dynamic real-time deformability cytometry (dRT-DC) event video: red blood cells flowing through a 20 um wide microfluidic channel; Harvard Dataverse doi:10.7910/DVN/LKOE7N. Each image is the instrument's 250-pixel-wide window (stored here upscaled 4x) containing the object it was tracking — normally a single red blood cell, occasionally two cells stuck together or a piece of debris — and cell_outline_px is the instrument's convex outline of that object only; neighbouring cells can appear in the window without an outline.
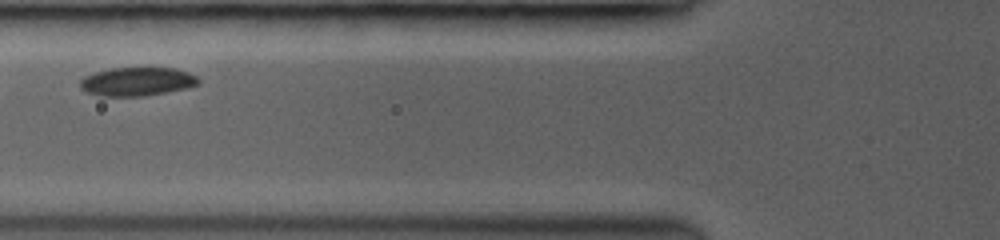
{"species": "common noctule bat (a hibernating species)", "species_latin": "Nyctalus noctula", "temperature_condition": "room temperature", "stored_images_in_passage": 5, "camera_frame_rate_fps": 3000, "um_per_image_px": 0.085, "animal": {"sex": "female", "body_mass_g": 19.0, "forearm_length_mm": 53.3}, "frame": {"image": 1, "passage_image": 3, "time_ms": 1.667, "image_size_px": [1000, 240], "cell_outline_px": [[200, 84], [188, 88], [144, 96], [100, 96], [88, 92], [80, 88], [80, 80], [84, 76], [96, 72], [112, 68], [176, 68], [188, 72], [196, 76], [200, 80]], "centroid_in_image_um": [11.68, 6.93], "position_along_channel_um": 114.1, "area_um2": 19.77}}
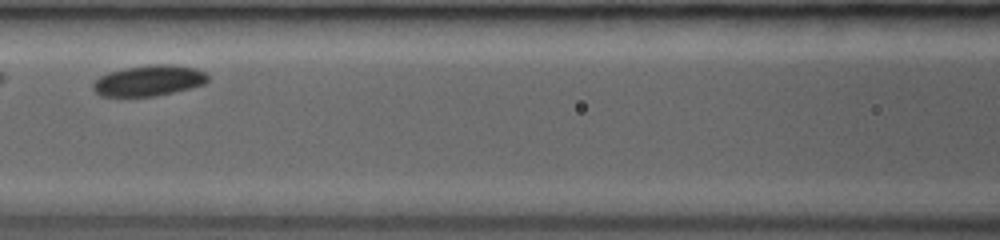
{"frame": {"image": 2, "passage_image": 4, "time_ms": 2.667, "image_size_px": [1000, 240], "cell_outline_px": [[208, 80], [204, 84], [192, 88], [156, 96], [100, 96], [92, 88], [92, 84], [100, 76], [108, 72], [124, 68], [148, 64], [168, 64], [196, 68], [204, 72], [208, 76]], "centroid_in_image_um": [12.65, 6.85], "position_along_channel_um": 153.9, "area_um2": 20.69}}